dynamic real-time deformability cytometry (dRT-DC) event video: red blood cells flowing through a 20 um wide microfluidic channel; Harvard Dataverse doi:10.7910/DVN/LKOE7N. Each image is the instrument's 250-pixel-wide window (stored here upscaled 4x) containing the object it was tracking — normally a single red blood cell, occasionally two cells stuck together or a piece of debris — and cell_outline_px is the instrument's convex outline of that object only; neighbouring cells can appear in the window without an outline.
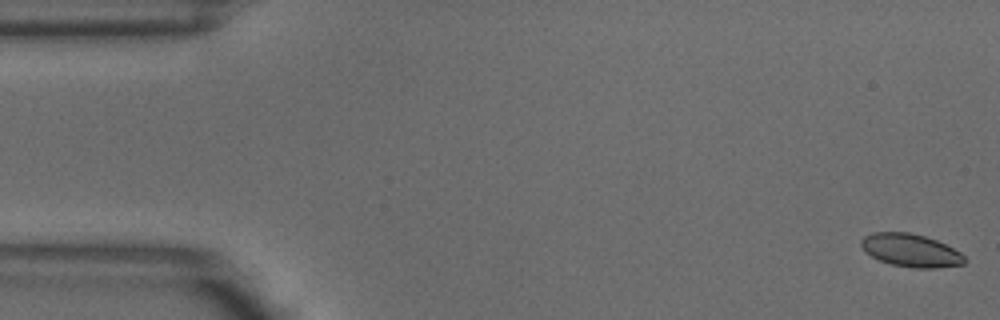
{"species": "common noctule bat (a hibernating species)", "species_latin": "Nyctalus noctula", "temperature_condition": "warm", "stored_images_in_passage": 4, "camera_frame_rate_fps": 3000, "um_per_image_px": 0.085, "animal": {"sex": "male", "body_mass_g": 18.8}, "frame": {"image": 1, "passage_image": 1, "time_ms": 0.0, "image_size_px": [1000, 320], "cell_outline_px": [[964, 264], [936, 268], [912, 268], [892, 264], [880, 260], [864, 252], [860, 244], [860, 240], [864, 236], [872, 232], [908, 232], [924, 236], [936, 240], [960, 252], [964, 256]], "centroid_in_image_um": [77.37, 21.28], "position_along_channel_um": 7.6, "area_um2": 19.77}}
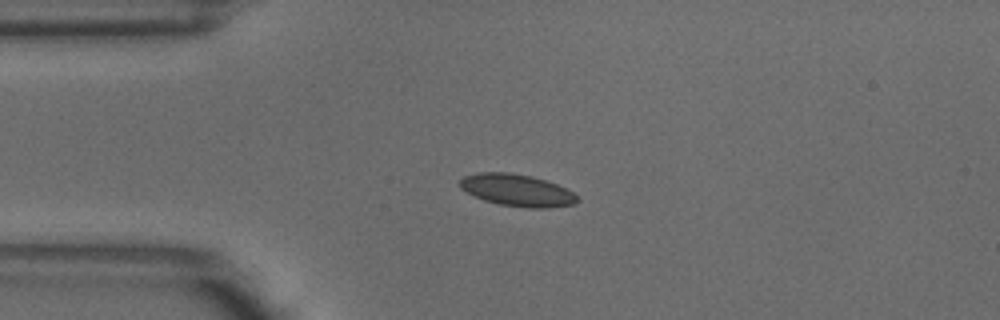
{"frame": {"image": 2, "passage_image": 4, "time_ms": 1.0, "image_size_px": [1000, 320], "cell_outline_px": [[580, 200], [572, 204], [548, 208], [528, 208], [500, 204], [484, 200], [460, 188], [460, 180], [464, 176], [480, 172], [508, 172], [532, 176], [556, 184], [572, 192]], "centroid_in_image_um": [43.94, 16.17], "position_along_channel_um": 41.1, "area_um2": 21.62}}